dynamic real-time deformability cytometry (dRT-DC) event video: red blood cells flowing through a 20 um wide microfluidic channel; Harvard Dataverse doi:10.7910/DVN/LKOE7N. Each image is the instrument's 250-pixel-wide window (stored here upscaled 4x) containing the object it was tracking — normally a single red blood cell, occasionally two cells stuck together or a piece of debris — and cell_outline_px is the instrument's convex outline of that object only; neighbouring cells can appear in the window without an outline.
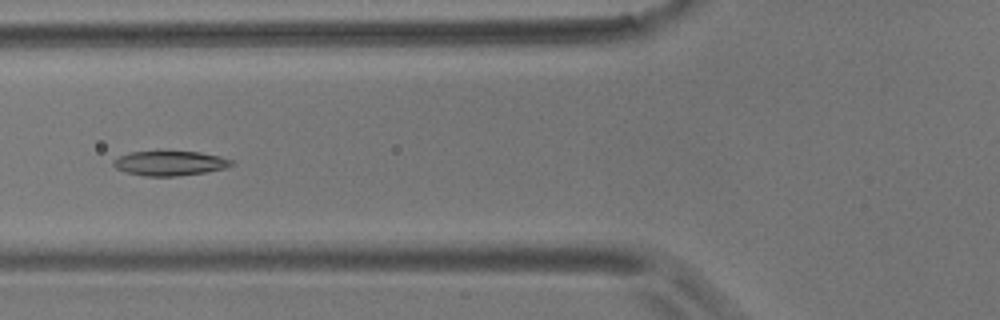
{"species": "common noctule bat (a hibernating species)", "species_latin": "Nyctalus noctula", "temperature_condition": "room temperature", "stored_images_in_passage": 6, "camera_frame_rate_fps": 3000, "um_per_image_px": 0.085, "animal": {"sex": "male", "body_mass_g": 17.9}, "frame": {"image": 1, "passage_image": 4, "time_ms": 4.667, "image_size_px": [1000, 320], "cell_outline_px": [[236, 164], [224, 168], [204, 172], [176, 176], [144, 176], [128, 172], [116, 168], [112, 164], [112, 160], [128, 152], [156, 148], [200, 152], [220, 156], [232, 160]], "centroid_in_image_um": [14.4, 13.81], "position_along_channel_um": 111.4, "area_um2": 17.8}}
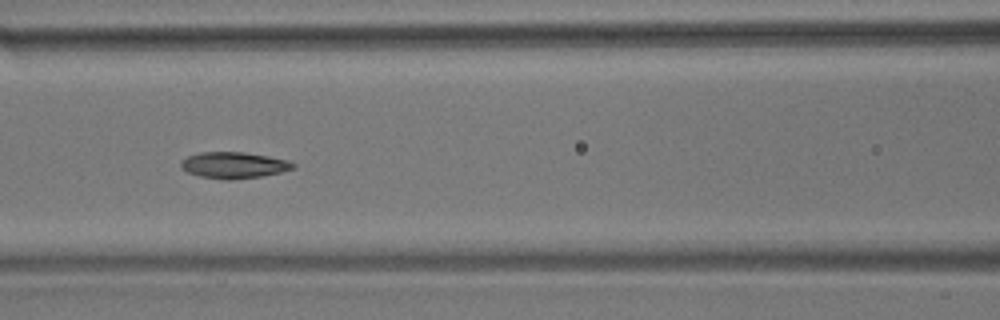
{"frame": {"image": 2, "passage_image": 5, "time_ms": 5.667, "image_size_px": [1000, 320], "cell_outline_px": [[296, 168], [280, 172], [260, 176], [232, 180], [224, 180], [200, 176], [188, 172], [180, 168], [180, 160], [188, 156], [200, 152], [244, 152], [268, 156], [288, 160], [296, 164]], "centroid_in_image_um": [19.86, 14.04], "position_along_channel_um": 146.7, "area_um2": 17.28}}
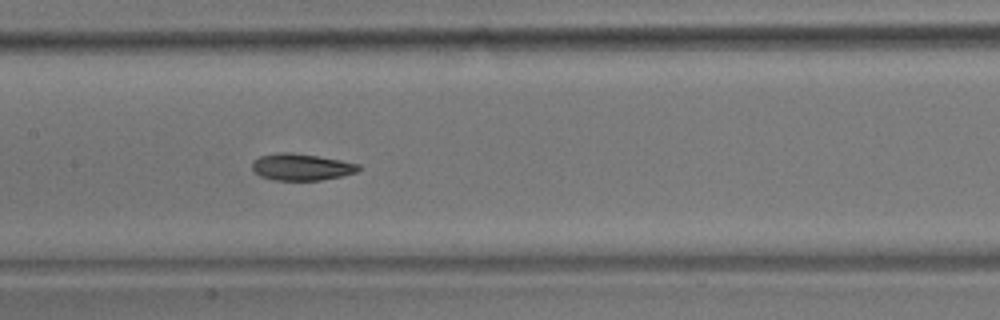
{"frame": {"image": 3, "passage_image": 6, "time_ms": 6.667, "image_size_px": [1000, 320], "cell_outline_px": [[360, 168], [356, 172], [340, 176], [320, 180], [272, 180], [260, 176], [252, 172], [252, 160], [260, 156], [280, 152], [292, 152], [340, 160], [360, 164]], "centroid_in_image_um": [25.56, 14.19], "position_along_channel_um": 181.8, "area_um2": 16.59}}